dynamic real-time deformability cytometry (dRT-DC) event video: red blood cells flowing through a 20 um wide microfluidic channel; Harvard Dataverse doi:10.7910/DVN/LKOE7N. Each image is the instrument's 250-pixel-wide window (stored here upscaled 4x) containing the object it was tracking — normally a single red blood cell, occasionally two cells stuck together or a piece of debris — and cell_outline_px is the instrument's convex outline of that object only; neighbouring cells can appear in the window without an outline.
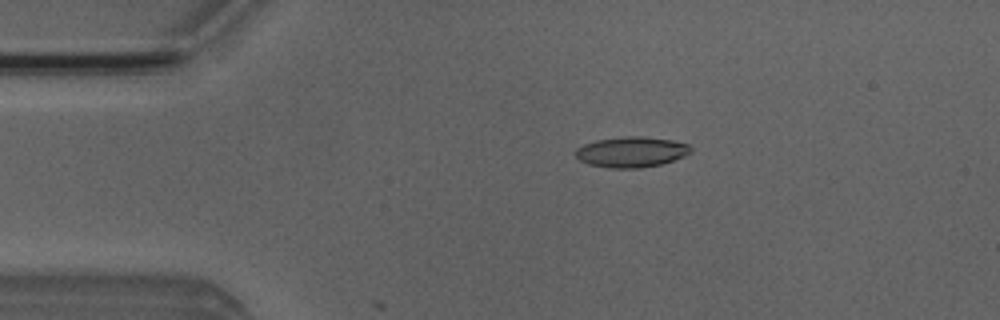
{"species": "Egyptian fruit bat (a non-hibernating species)", "species_latin": "Rousettus aegyptiacus", "temperature_condition": "room temperature", "stored_images_in_passage": 12, "camera_frame_rate_fps": 3000, "um_per_image_px": 0.085, "animal": {"sex": "male"}, "frame": {"image": 1, "passage_image": 9, "time_ms": 2.667, "image_size_px": [1000, 320], "cell_outline_px": [[692, 148], [684, 156], [660, 164], [640, 168], [608, 168], [588, 164], [580, 160], [576, 156], [576, 148], [584, 144], [596, 140], [628, 136], [640, 136], [672, 140], [688, 144]], "centroid_in_image_um": [53.64, 12.92], "position_along_channel_um": 31.4, "area_um2": 20.29}}